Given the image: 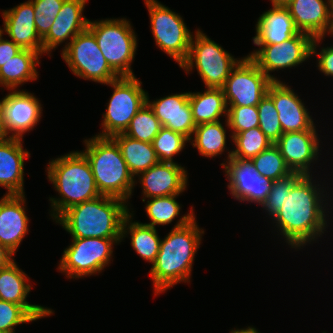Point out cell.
I'll return each mask as SVG.
<instances>
[{"mask_svg":"<svg viewBox=\"0 0 333 333\" xmlns=\"http://www.w3.org/2000/svg\"><path fill=\"white\" fill-rule=\"evenodd\" d=\"M312 179V174L303 175L286 193L283 207L272 218L285 242L295 249L315 241L327 228L324 189L314 185Z\"/></svg>","mask_w":333,"mask_h":333,"instance_id":"obj_1","label":"cell"},{"mask_svg":"<svg viewBox=\"0 0 333 333\" xmlns=\"http://www.w3.org/2000/svg\"><path fill=\"white\" fill-rule=\"evenodd\" d=\"M204 230L198 227L193 209L183 215L164 239L150 269L155 295L179 282H190L195 254Z\"/></svg>","mask_w":333,"mask_h":333,"instance_id":"obj_2","label":"cell"},{"mask_svg":"<svg viewBox=\"0 0 333 333\" xmlns=\"http://www.w3.org/2000/svg\"><path fill=\"white\" fill-rule=\"evenodd\" d=\"M127 202L101 195L72 206L55 221L72 238H122V224L130 213Z\"/></svg>","mask_w":333,"mask_h":333,"instance_id":"obj_3","label":"cell"},{"mask_svg":"<svg viewBox=\"0 0 333 333\" xmlns=\"http://www.w3.org/2000/svg\"><path fill=\"white\" fill-rule=\"evenodd\" d=\"M46 171L49 181L61 196L49 199L52 207L50 215L54 220L72 206L101 196L91 166L81 151L49 161Z\"/></svg>","mask_w":333,"mask_h":333,"instance_id":"obj_4","label":"cell"},{"mask_svg":"<svg viewBox=\"0 0 333 333\" xmlns=\"http://www.w3.org/2000/svg\"><path fill=\"white\" fill-rule=\"evenodd\" d=\"M86 149L81 151L87 158L101 195L129 201L135 187L117 143L111 137L93 136L84 140Z\"/></svg>","mask_w":333,"mask_h":333,"instance_id":"obj_5","label":"cell"},{"mask_svg":"<svg viewBox=\"0 0 333 333\" xmlns=\"http://www.w3.org/2000/svg\"><path fill=\"white\" fill-rule=\"evenodd\" d=\"M88 29L94 34L110 68L119 77L135 76L131 63L137 50V35L130 21L126 18L89 20Z\"/></svg>","mask_w":333,"mask_h":333,"instance_id":"obj_6","label":"cell"},{"mask_svg":"<svg viewBox=\"0 0 333 333\" xmlns=\"http://www.w3.org/2000/svg\"><path fill=\"white\" fill-rule=\"evenodd\" d=\"M193 36L188 58L180 68L188 74L195 66L206 88H223L241 59L234 58L199 29Z\"/></svg>","mask_w":333,"mask_h":333,"instance_id":"obj_7","label":"cell"},{"mask_svg":"<svg viewBox=\"0 0 333 333\" xmlns=\"http://www.w3.org/2000/svg\"><path fill=\"white\" fill-rule=\"evenodd\" d=\"M106 85L112 86L114 91L103 114V131L95 135L99 137L124 133L133 117L147 103V92L135 76L119 77Z\"/></svg>","mask_w":333,"mask_h":333,"instance_id":"obj_8","label":"cell"},{"mask_svg":"<svg viewBox=\"0 0 333 333\" xmlns=\"http://www.w3.org/2000/svg\"><path fill=\"white\" fill-rule=\"evenodd\" d=\"M156 45L181 66L188 58L193 35L182 17L157 0L144 1Z\"/></svg>","mask_w":333,"mask_h":333,"instance_id":"obj_9","label":"cell"},{"mask_svg":"<svg viewBox=\"0 0 333 333\" xmlns=\"http://www.w3.org/2000/svg\"><path fill=\"white\" fill-rule=\"evenodd\" d=\"M122 238H72V243L63 251L58 269L67 278L96 275L109 265L113 244Z\"/></svg>","mask_w":333,"mask_h":333,"instance_id":"obj_10","label":"cell"},{"mask_svg":"<svg viewBox=\"0 0 333 333\" xmlns=\"http://www.w3.org/2000/svg\"><path fill=\"white\" fill-rule=\"evenodd\" d=\"M65 44L62 58L77 77L104 85L119 78L110 68L94 34L88 28Z\"/></svg>","mask_w":333,"mask_h":333,"instance_id":"obj_11","label":"cell"},{"mask_svg":"<svg viewBox=\"0 0 333 333\" xmlns=\"http://www.w3.org/2000/svg\"><path fill=\"white\" fill-rule=\"evenodd\" d=\"M272 82L247 55L232 69L222 88L227 106H257Z\"/></svg>","mask_w":333,"mask_h":333,"instance_id":"obj_12","label":"cell"},{"mask_svg":"<svg viewBox=\"0 0 333 333\" xmlns=\"http://www.w3.org/2000/svg\"><path fill=\"white\" fill-rule=\"evenodd\" d=\"M313 39L311 35L299 32L281 44L257 45L259 49L248 56L272 81H280L270 72L295 67L307 61L312 55Z\"/></svg>","mask_w":333,"mask_h":333,"instance_id":"obj_13","label":"cell"},{"mask_svg":"<svg viewBox=\"0 0 333 333\" xmlns=\"http://www.w3.org/2000/svg\"><path fill=\"white\" fill-rule=\"evenodd\" d=\"M225 170L228 187L238 201L262 205L268 197L273 181L260 175L252 160L231 157L221 164Z\"/></svg>","mask_w":333,"mask_h":333,"instance_id":"obj_14","label":"cell"},{"mask_svg":"<svg viewBox=\"0 0 333 333\" xmlns=\"http://www.w3.org/2000/svg\"><path fill=\"white\" fill-rule=\"evenodd\" d=\"M267 95L278 111L283 133L316 130L308 109L291 86L282 81H273L268 87Z\"/></svg>","mask_w":333,"mask_h":333,"instance_id":"obj_15","label":"cell"},{"mask_svg":"<svg viewBox=\"0 0 333 333\" xmlns=\"http://www.w3.org/2000/svg\"><path fill=\"white\" fill-rule=\"evenodd\" d=\"M42 107L34 94L24 90H10L4 100L5 129L11 138H21L33 130L41 119Z\"/></svg>","mask_w":333,"mask_h":333,"instance_id":"obj_16","label":"cell"},{"mask_svg":"<svg viewBox=\"0 0 333 333\" xmlns=\"http://www.w3.org/2000/svg\"><path fill=\"white\" fill-rule=\"evenodd\" d=\"M318 138L316 130L286 132L275 145L292 172L310 175L311 163L319 156Z\"/></svg>","mask_w":333,"mask_h":333,"instance_id":"obj_17","label":"cell"},{"mask_svg":"<svg viewBox=\"0 0 333 333\" xmlns=\"http://www.w3.org/2000/svg\"><path fill=\"white\" fill-rule=\"evenodd\" d=\"M286 8L299 32L307 33L313 38L331 34L333 0H293Z\"/></svg>","mask_w":333,"mask_h":333,"instance_id":"obj_18","label":"cell"},{"mask_svg":"<svg viewBox=\"0 0 333 333\" xmlns=\"http://www.w3.org/2000/svg\"><path fill=\"white\" fill-rule=\"evenodd\" d=\"M143 188V199L179 195L187 187V171L178 163L158 162L138 175Z\"/></svg>","mask_w":333,"mask_h":333,"instance_id":"obj_19","label":"cell"},{"mask_svg":"<svg viewBox=\"0 0 333 333\" xmlns=\"http://www.w3.org/2000/svg\"><path fill=\"white\" fill-rule=\"evenodd\" d=\"M147 104L163 127L182 134L190 141L196 124L189 103V92L172 94L152 102L147 93Z\"/></svg>","mask_w":333,"mask_h":333,"instance_id":"obj_20","label":"cell"},{"mask_svg":"<svg viewBox=\"0 0 333 333\" xmlns=\"http://www.w3.org/2000/svg\"><path fill=\"white\" fill-rule=\"evenodd\" d=\"M87 0H65L50 27L42 38L43 54H47L57 46L73 38L88 28L89 20L82 15Z\"/></svg>","mask_w":333,"mask_h":333,"instance_id":"obj_21","label":"cell"},{"mask_svg":"<svg viewBox=\"0 0 333 333\" xmlns=\"http://www.w3.org/2000/svg\"><path fill=\"white\" fill-rule=\"evenodd\" d=\"M3 32L21 49H29L43 54L42 38L38 35L35 27V12L33 3L28 0L16 7L4 10Z\"/></svg>","mask_w":333,"mask_h":333,"instance_id":"obj_22","label":"cell"},{"mask_svg":"<svg viewBox=\"0 0 333 333\" xmlns=\"http://www.w3.org/2000/svg\"><path fill=\"white\" fill-rule=\"evenodd\" d=\"M25 194H4L0 199V244L14 254L28 233Z\"/></svg>","mask_w":333,"mask_h":333,"instance_id":"obj_23","label":"cell"},{"mask_svg":"<svg viewBox=\"0 0 333 333\" xmlns=\"http://www.w3.org/2000/svg\"><path fill=\"white\" fill-rule=\"evenodd\" d=\"M27 277L15 261L0 269V300L21 305L35 320L51 316L54 312L50 308L27 302L31 290Z\"/></svg>","mask_w":333,"mask_h":333,"instance_id":"obj_24","label":"cell"},{"mask_svg":"<svg viewBox=\"0 0 333 333\" xmlns=\"http://www.w3.org/2000/svg\"><path fill=\"white\" fill-rule=\"evenodd\" d=\"M30 153L23 149L21 138L0 141V186L9 194H24V159Z\"/></svg>","mask_w":333,"mask_h":333,"instance_id":"obj_25","label":"cell"},{"mask_svg":"<svg viewBox=\"0 0 333 333\" xmlns=\"http://www.w3.org/2000/svg\"><path fill=\"white\" fill-rule=\"evenodd\" d=\"M257 21L255 45L281 44L299 33L286 7L272 6Z\"/></svg>","mask_w":333,"mask_h":333,"instance_id":"obj_26","label":"cell"},{"mask_svg":"<svg viewBox=\"0 0 333 333\" xmlns=\"http://www.w3.org/2000/svg\"><path fill=\"white\" fill-rule=\"evenodd\" d=\"M40 56L39 52L21 49L0 68V85L12 91L25 82L36 80V65L40 64Z\"/></svg>","mask_w":333,"mask_h":333,"instance_id":"obj_27","label":"cell"},{"mask_svg":"<svg viewBox=\"0 0 333 333\" xmlns=\"http://www.w3.org/2000/svg\"><path fill=\"white\" fill-rule=\"evenodd\" d=\"M119 146L122 157L133 177L159 162L152 143L139 141L119 133L111 137Z\"/></svg>","mask_w":333,"mask_h":333,"instance_id":"obj_28","label":"cell"},{"mask_svg":"<svg viewBox=\"0 0 333 333\" xmlns=\"http://www.w3.org/2000/svg\"><path fill=\"white\" fill-rule=\"evenodd\" d=\"M189 103L196 125L217 122L221 116H227L228 108L222 88H206L203 93L189 92Z\"/></svg>","mask_w":333,"mask_h":333,"instance_id":"obj_29","label":"cell"},{"mask_svg":"<svg viewBox=\"0 0 333 333\" xmlns=\"http://www.w3.org/2000/svg\"><path fill=\"white\" fill-rule=\"evenodd\" d=\"M132 215L133 213H129L123 221L121 240L130 234L133 249L141 258L153 264L160 250L161 239L156 228L140 222H132Z\"/></svg>","mask_w":333,"mask_h":333,"instance_id":"obj_30","label":"cell"},{"mask_svg":"<svg viewBox=\"0 0 333 333\" xmlns=\"http://www.w3.org/2000/svg\"><path fill=\"white\" fill-rule=\"evenodd\" d=\"M193 135L190 143L194 148L197 147L202 156L213 158L221 155L227 148L226 129L220 121L196 125Z\"/></svg>","mask_w":333,"mask_h":333,"instance_id":"obj_31","label":"cell"},{"mask_svg":"<svg viewBox=\"0 0 333 333\" xmlns=\"http://www.w3.org/2000/svg\"><path fill=\"white\" fill-rule=\"evenodd\" d=\"M232 140L236 149L228 150L227 160L231 157L251 160L273 145L259 127L236 133Z\"/></svg>","mask_w":333,"mask_h":333,"instance_id":"obj_32","label":"cell"},{"mask_svg":"<svg viewBox=\"0 0 333 333\" xmlns=\"http://www.w3.org/2000/svg\"><path fill=\"white\" fill-rule=\"evenodd\" d=\"M251 160L260 175L272 181L284 178L293 173L282 157L280 149L275 144L271 145L267 150L260 152Z\"/></svg>","mask_w":333,"mask_h":333,"instance_id":"obj_33","label":"cell"},{"mask_svg":"<svg viewBox=\"0 0 333 333\" xmlns=\"http://www.w3.org/2000/svg\"><path fill=\"white\" fill-rule=\"evenodd\" d=\"M162 127L153 110L146 103L133 117L124 134L139 141L152 143Z\"/></svg>","mask_w":333,"mask_h":333,"instance_id":"obj_34","label":"cell"},{"mask_svg":"<svg viewBox=\"0 0 333 333\" xmlns=\"http://www.w3.org/2000/svg\"><path fill=\"white\" fill-rule=\"evenodd\" d=\"M179 195H168L161 197H153L148 199L145 206L147 216L151 220L145 225L156 228L155 225H168L175 217L180 215V204L176 201Z\"/></svg>","mask_w":333,"mask_h":333,"instance_id":"obj_35","label":"cell"},{"mask_svg":"<svg viewBox=\"0 0 333 333\" xmlns=\"http://www.w3.org/2000/svg\"><path fill=\"white\" fill-rule=\"evenodd\" d=\"M187 142L189 140L182 134L162 127L153 139L152 146L159 162L175 163L173 156L181 152Z\"/></svg>","mask_w":333,"mask_h":333,"instance_id":"obj_36","label":"cell"},{"mask_svg":"<svg viewBox=\"0 0 333 333\" xmlns=\"http://www.w3.org/2000/svg\"><path fill=\"white\" fill-rule=\"evenodd\" d=\"M257 109L260 130L272 144H275L283 134V130L273 100L266 94L257 105Z\"/></svg>","mask_w":333,"mask_h":333,"instance_id":"obj_37","label":"cell"},{"mask_svg":"<svg viewBox=\"0 0 333 333\" xmlns=\"http://www.w3.org/2000/svg\"><path fill=\"white\" fill-rule=\"evenodd\" d=\"M226 125L234 134L259 127V113L257 106H227Z\"/></svg>","mask_w":333,"mask_h":333,"instance_id":"obj_38","label":"cell"},{"mask_svg":"<svg viewBox=\"0 0 333 333\" xmlns=\"http://www.w3.org/2000/svg\"><path fill=\"white\" fill-rule=\"evenodd\" d=\"M302 176L301 173L293 172L284 178L273 181L271 191L261 205L269 216L274 217L281 210L286 193H290V189Z\"/></svg>","mask_w":333,"mask_h":333,"instance_id":"obj_39","label":"cell"},{"mask_svg":"<svg viewBox=\"0 0 333 333\" xmlns=\"http://www.w3.org/2000/svg\"><path fill=\"white\" fill-rule=\"evenodd\" d=\"M35 12V27L43 38L55 21L65 0H31Z\"/></svg>","mask_w":333,"mask_h":333,"instance_id":"obj_40","label":"cell"},{"mask_svg":"<svg viewBox=\"0 0 333 333\" xmlns=\"http://www.w3.org/2000/svg\"><path fill=\"white\" fill-rule=\"evenodd\" d=\"M32 321L35 319L21 305L0 300V332L15 333L17 325Z\"/></svg>","mask_w":333,"mask_h":333,"instance_id":"obj_41","label":"cell"},{"mask_svg":"<svg viewBox=\"0 0 333 333\" xmlns=\"http://www.w3.org/2000/svg\"><path fill=\"white\" fill-rule=\"evenodd\" d=\"M325 37H317L313 39L312 42V55H318L317 67L325 76L333 77V45L326 48H321V52L317 53L318 43L322 41Z\"/></svg>","mask_w":333,"mask_h":333,"instance_id":"obj_42","label":"cell"},{"mask_svg":"<svg viewBox=\"0 0 333 333\" xmlns=\"http://www.w3.org/2000/svg\"><path fill=\"white\" fill-rule=\"evenodd\" d=\"M21 48L16 45L12 40L0 37V68L13 58Z\"/></svg>","mask_w":333,"mask_h":333,"instance_id":"obj_43","label":"cell"},{"mask_svg":"<svg viewBox=\"0 0 333 333\" xmlns=\"http://www.w3.org/2000/svg\"><path fill=\"white\" fill-rule=\"evenodd\" d=\"M14 253L0 244V269L9 266L14 260Z\"/></svg>","mask_w":333,"mask_h":333,"instance_id":"obj_44","label":"cell"},{"mask_svg":"<svg viewBox=\"0 0 333 333\" xmlns=\"http://www.w3.org/2000/svg\"><path fill=\"white\" fill-rule=\"evenodd\" d=\"M4 100H5V97H3L2 100H0V141L10 137V136H7V132L5 129Z\"/></svg>","mask_w":333,"mask_h":333,"instance_id":"obj_45","label":"cell"},{"mask_svg":"<svg viewBox=\"0 0 333 333\" xmlns=\"http://www.w3.org/2000/svg\"><path fill=\"white\" fill-rule=\"evenodd\" d=\"M230 333H260L256 330V328L254 327H247L245 329H235V330H231Z\"/></svg>","mask_w":333,"mask_h":333,"instance_id":"obj_46","label":"cell"},{"mask_svg":"<svg viewBox=\"0 0 333 333\" xmlns=\"http://www.w3.org/2000/svg\"><path fill=\"white\" fill-rule=\"evenodd\" d=\"M293 0H271L272 6L286 7Z\"/></svg>","mask_w":333,"mask_h":333,"instance_id":"obj_47","label":"cell"},{"mask_svg":"<svg viewBox=\"0 0 333 333\" xmlns=\"http://www.w3.org/2000/svg\"><path fill=\"white\" fill-rule=\"evenodd\" d=\"M2 34H4L3 29L0 28V37L3 36Z\"/></svg>","mask_w":333,"mask_h":333,"instance_id":"obj_48","label":"cell"},{"mask_svg":"<svg viewBox=\"0 0 333 333\" xmlns=\"http://www.w3.org/2000/svg\"><path fill=\"white\" fill-rule=\"evenodd\" d=\"M330 35H333V25H332V30H331V34Z\"/></svg>","mask_w":333,"mask_h":333,"instance_id":"obj_49","label":"cell"}]
</instances>
